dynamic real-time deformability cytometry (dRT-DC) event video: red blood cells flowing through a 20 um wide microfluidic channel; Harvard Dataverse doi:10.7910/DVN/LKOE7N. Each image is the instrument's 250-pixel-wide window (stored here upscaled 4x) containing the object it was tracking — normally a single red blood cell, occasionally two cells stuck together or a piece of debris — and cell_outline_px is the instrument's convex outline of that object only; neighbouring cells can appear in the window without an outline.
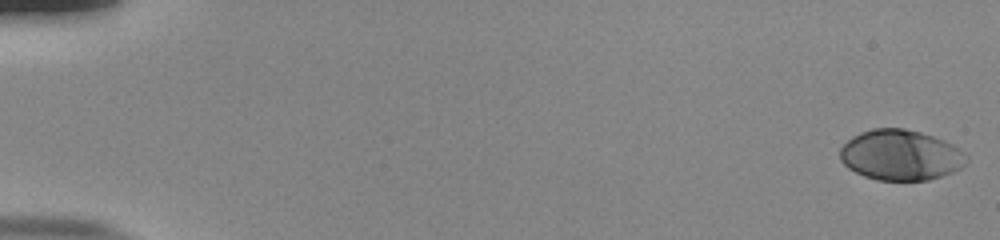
{"species": "human", "species_latin": "Homo sapiens", "temperature_condition": "room temperature", "stored_images_in_passage": 55, "camera_frame_rate_fps": 3000, "um_per_image_px": 0.085, "donor": {"sex": "male"}, "frame": {"image": 1, "passage_image": 1, "time_ms": 0.0, "image_size_px": [1000, 240], "cell_outline_px": [[968, 160], [960, 168], [952, 172], [928, 180], [876, 180], [864, 176], [848, 168], [840, 160], [840, 148], [852, 136], [860, 132], [872, 128], [904, 128], [920, 132], [944, 140], [960, 148], [968, 156]], "centroid_in_image_um": [76.55, 13.17], "position_along_channel_um": 8.5, "area_um2": 37.28}}
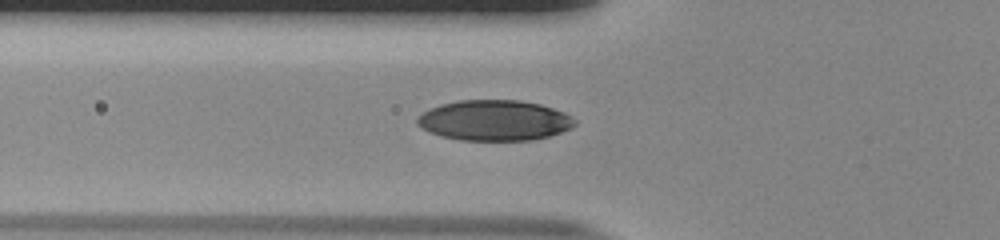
{"frame": {"image": 2, "passage_image": 21, "time_ms": 6.667, "image_size_px": [1000, 240], "cell_outline_px": [[576, 124], [572, 128], [548, 136], [532, 140], [460, 140], [440, 136], [416, 124], [416, 116], [428, 108], [440, 104], [460, 100], [520, 100], [540, 104], [564, 112], [572, 116], [576, 120]], "centroid_in_image_um": [42.02, 10.22], "position_along_channel_um": 83.8, "area_um2": 37.34}}
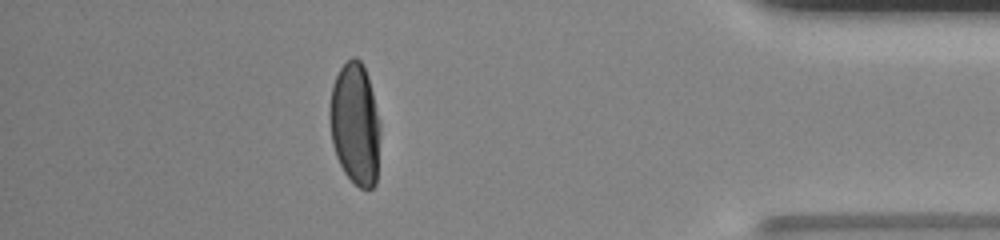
{"frame": {"image": 3, "passage_image": 49, "time_ms": 16.0, "image_size_px": [1000, 240], "cell_outline_px": [[380, 136], [376, 184], [372, 188], [360, 188], [344, 172], [336, 156], [332, 144], [328, 116], [328, 108], [332, 84], [340, 68], [352, 56], [356, 56], [364, 64], [368, 76], [380, 124]], "centroid_in_image_um": [30.17, 10.51], "position_along_channel_um": 405.0, "area_um2": 36.36}, "authors_computed_cell_mechanics": {"area_um2": 37.0498, "velocity_mm_per_s": 3.8167, "shape_relaxation_time_tau1_ms": 3.7377, "shape_relaxation_time_tau2_ms": null, "deformation_change_tau1": 0.1914, "deformation_change_tau2": null}}